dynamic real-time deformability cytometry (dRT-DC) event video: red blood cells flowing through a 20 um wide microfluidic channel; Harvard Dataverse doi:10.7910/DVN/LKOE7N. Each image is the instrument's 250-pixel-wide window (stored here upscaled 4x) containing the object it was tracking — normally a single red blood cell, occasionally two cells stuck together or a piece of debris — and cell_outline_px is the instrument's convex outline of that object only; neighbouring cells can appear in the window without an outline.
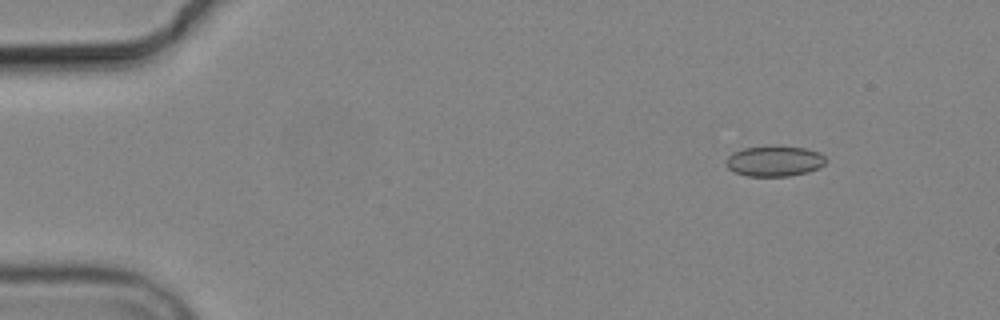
{"species": "common noctule bat (a hibernating species)", "species_latin": "Nyctalus noctula", "temperature_condition": "cold", "stored_images_in_passage": 5, "camera_frame_rate_fps": 3000, "um_per_image_px": 0.085, "animal": {"sex": "male", "body_mass_g": 19.2, "forearm_length_mm": 51.8}, "frame": {"image": 1, "passage_image": 2, "time_ms": 1.333, "image_size_px": [1000, 320], "cell_outline_px": [[828, 160], [820, 168], [808, 172], [788, 176], [748, 176], [736, 172], [728, 168], [728, 156], [732, 152], [744, 148], [804, 148], [820, 152]], "centroid_in_image_um": [65.88, 13.72], "position_along_channel_um": 19.1, "area_um2": 17.17}}